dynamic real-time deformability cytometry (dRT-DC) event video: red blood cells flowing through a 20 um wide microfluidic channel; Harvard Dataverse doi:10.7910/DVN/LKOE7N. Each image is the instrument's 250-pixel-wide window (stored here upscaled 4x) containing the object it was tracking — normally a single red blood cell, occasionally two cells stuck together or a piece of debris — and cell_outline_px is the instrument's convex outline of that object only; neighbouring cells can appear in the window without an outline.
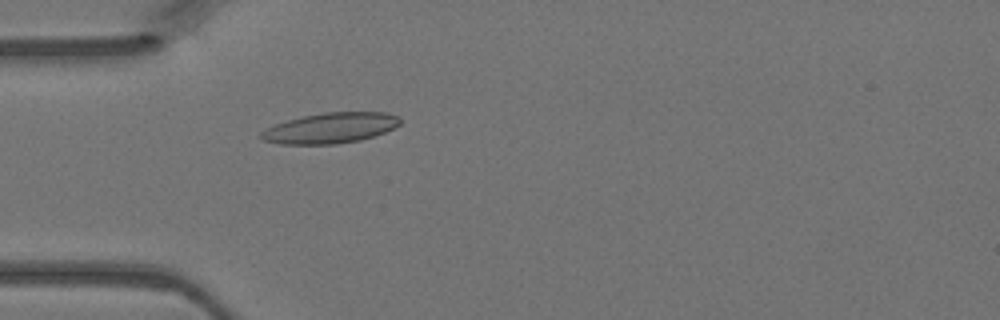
{"species": "Egyptian fruit bat (a non-hibernating species)", "species_latin": "Rousettus aegyptiacus", "temperature_condition": "warm", "stored_images_in_passage": 6, "camera_frame_rate_fps": 3000, "um_per_image_px": 0.085, "animal": {"sex": "female"}, "frame": {"image": 1, "passage_image": 4, "time_ms": 1.0, "image_size_px": [1000, 320], "cell_outline_px": [[400, 124], [384, 132], [360, 140], [336, 144], [280, 144], [260, 140], [256, 136], [260, 132], [276, 124], [288, 120], [304, 116], [324, 112], [388, 112], [400, 116]], "centroid_in_image_um": [28.06, 10.88], "position_along_channel_um": 56.9, "area_um2": 24.74}}